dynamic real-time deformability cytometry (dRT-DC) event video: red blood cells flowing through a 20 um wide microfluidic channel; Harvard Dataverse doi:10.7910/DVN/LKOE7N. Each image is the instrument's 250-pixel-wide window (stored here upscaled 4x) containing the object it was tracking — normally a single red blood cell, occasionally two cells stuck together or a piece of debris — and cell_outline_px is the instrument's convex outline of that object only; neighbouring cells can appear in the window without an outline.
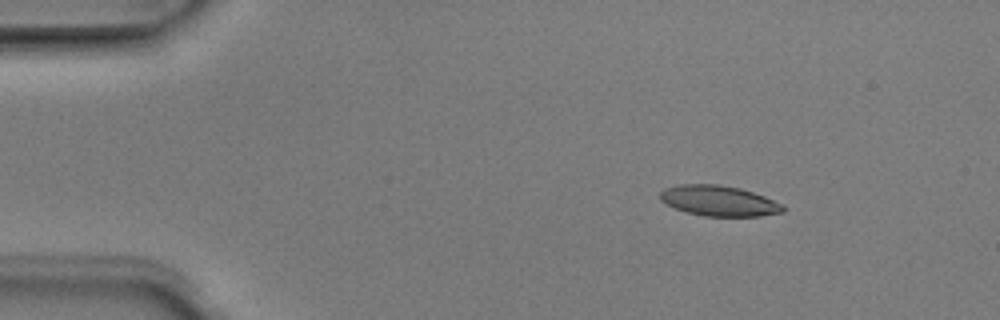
{"species": "Egyptian fruit bat (a non-hibernating species)", "species_latin": "Rousettus aegyptiacus", "temperature_condition": "room temperature", "stored_images_in_passage": 5, "camera_frame_rate_fps": 3000, "um_per_image_px": 0.085, "animal": {"sex": "male"}, "frame": {"image": 1, "passage_image": 3, "time_ms": 0.667, "image_size_px": [1000, 320], "cell_outline_px": [[784, 212], [760, 216], [704, 216], [688, 212], [676, 208], [660, 200], [660, 192], [664, 188], [680, 184], [720, 184], [740, 188], [764, 196], [784, 204]], "centroid_in_image_um": [61.13, 17.06], "position_along_channel_um": 23.9, "area_um2": 21.79}}